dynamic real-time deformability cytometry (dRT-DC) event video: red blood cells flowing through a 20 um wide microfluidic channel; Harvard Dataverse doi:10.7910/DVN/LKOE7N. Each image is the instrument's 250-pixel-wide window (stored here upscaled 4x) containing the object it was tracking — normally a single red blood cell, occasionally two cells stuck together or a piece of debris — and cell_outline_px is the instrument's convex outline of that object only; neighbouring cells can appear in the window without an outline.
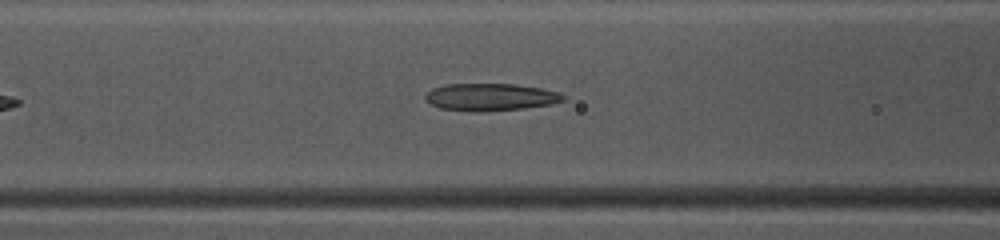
{"species": "common noctule bat (a hibernating species)", "species_latin": "Nyctalus noctula", "temperature_condition": "warm", "stored_images_in_passage": 27, "camera_frame_rate_fps": 3000, "um_per_image_px": 0.085, "animal": {"sex": "female", "body_mass_g": 10.0, "forearm_length_mm": 53.1}, "frame": {"image": 1, "passage_image": 11, "time_ms": 3.333, "image_size_px": [1000, 240], "cell_outline_px": [[564, 100], [552, 104], [524, 108], [476, 112], [468, 112], [440, 108], [424, 100], [424, 96], [432, 88], [444, 84], [512, 84], [540, 88], [560, 92], [564, 96]], "centroid_in_image_um": [41.65, 8.25], "position_along_channel_um": 124.9, "area_um2": 22.02}}
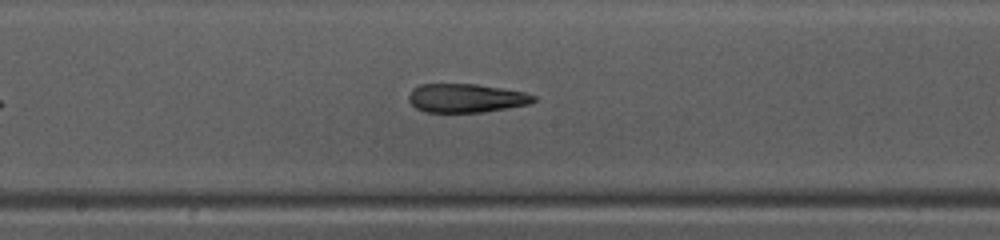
{"frame": {"image": 2, "passage_image": 17, "time_ms": 5.333, "image_size_px": [1000, 240], "cell_outline_px": [[536, 100], [528, 104], [484, 112], [424, 112], [416, 108], [408, 100], [408, 96], [412, 88], [420, 84], [476, 84], [524, 92], [536, 96]], "centroid_in_image_um": [39.58, 8.34], "position_along_channel_um": 208.6, "area_um2": 20.87}}
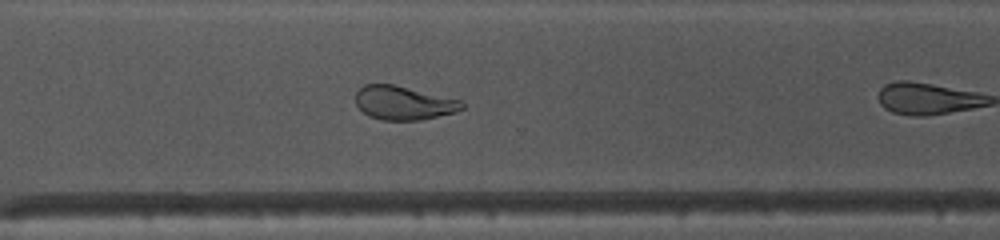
{"frame": {"image": 3, "passage_image": 23, "time_ms": 7.333, "image_size_px": [1000, 240], "cell_outline_px": [[464, 108], [456, 112], [420, 120], [384, 120], [368, 116], [356, 104], [356, 92], [364, 84], [392, 84], [460, 100], [464, 104]], "centroid_in_image_um": [34.29, 8.75], "position_along_channel_um": 336.3, "area_um2": 20.69}}